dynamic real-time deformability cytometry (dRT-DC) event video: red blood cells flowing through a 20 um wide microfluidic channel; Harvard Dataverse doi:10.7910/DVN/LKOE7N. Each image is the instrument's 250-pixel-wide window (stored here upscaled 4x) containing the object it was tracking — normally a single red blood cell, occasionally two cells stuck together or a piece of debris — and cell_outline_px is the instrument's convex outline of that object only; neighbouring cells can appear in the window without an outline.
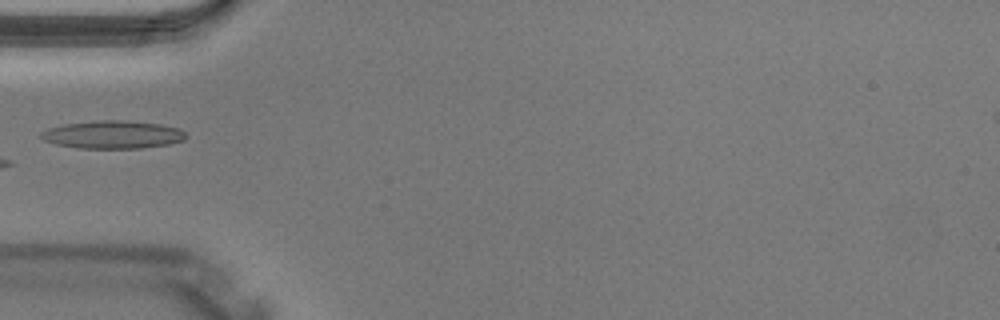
{"species": "Egyptian fruit bat (a non-hibernating species)", "species_latin": "Rousettus aegyptiacus", "temperature_condition": "warm", "stored_images_in_passage": 4, "camera_frame_rate_fps": 3000, "um_per_image_px": 0.085, "animal": {"sex": "male"}, "frame": {"image": 1, "passage_image": 4, "time_ms": 1.0, "image_size_px": [1000, 320], "cell_outline_px": [[188, 136], [184, 140], [168, 144], [140, 148], [80, 148], [56, 144], [44, 140], [40, 136], [40, 132], [48, 128], [64, 124], [100, 120], [128, 120], [160, 124], [180, 128]], "centroid_in_image_um": [9.6, 11.43], "position_along_channel_um": 75.4, "area_um2": 23.58}}